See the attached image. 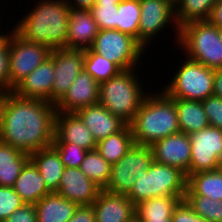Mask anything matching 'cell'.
I'll return each mask as SVG.
<instances>
[{"label": "cell", "mask_w": 222, "mask_h": 222, "mask_svg": "<svg viewBox=\"0 0 222 222\" xmlns=\"http://www.w3.org/2000/svg\"><path fill=\"white\" fill-rule=\"evenodd\" d=\"M99 32L90 10L69 8L67 49L87 50Z\"/></svg>", "instance_id": "19"}, {"label": "cell", "mask_w": 222, "mask_h": 222, "mask_svg": "<svg viewBox=\"0 0 222 222\" xmlns=\"http://www.w3.org/2000/svg\"><path fill=\"white\" fill-rule=\"evenodd\" d=\"M140 22H139V43L146 48H150L152 39L158 38V33L170 27L175 32V46L179 39L180 27L175 17L174 0H140ZM171 24V25H170ZM173 24V25H172ZM170 25V26H168ZM173 26V27H172Z\"/></svg>", "instance_id": "11"}, {"label": "cell", "mask_w": 222, "mask_h": 222, "mask_svg": "<svg viewBox=\"0 0 222 222\" xmlns=\"http://www.w3.org/2000/svg\"><path fill=\"white\" fill-rule=\"evenodd\" d=\"M127 222H141V220L135 215Z\"/></svg>", "instance_id": "49"}, {"label": "cell", "mask_w": 222, "mask_h": 222, "mask_svg": "<svg viewBox=\"0 0 222 222\" xmlns=\"http://www.w3.org/2000/svg\"><path fill=\"white\" fill-rule=\"evenodd\" d=\"M13 189L19 194L25 204H36L51 192L47 189L42 175L29 160L22 168Z\"/></svg>", "instance_id": "23"}, {"label": "cell", "mask_w": 222, "mask_h": 222, "mask_svg": "<svg viewBox=\"0 0 222 222\" xmlns=\"http://www.w3.org/2000/svg\"><path fill=\"white\" fill-rule=\"evenodd\" d=\"M119 4H95L90 12L99 30L116 29Z\"/></svg>", "instance_id": "35"}, {"label": "cell", "mask_w": 222, "mask_h": 222, "mask_svg": "<svg viewBox=\"0 0 222 222\" xmlns=\"http://www.w3.org/2000/svg\"><path fill=\"white\" fill-rule=\"evenodd\" d=\"M129 126L134 143L149 147L180 132L175 102L162 90L148 93Z\"/></svg>", "instance_id": "3"}, {"label": "cell", "mask_w": 222, "mask_h": 222, "mask_svg": "<svg viewBox=\"0 0 222 222\" xmlns=\"http://www.w3.org/2000/svg\"><path fill=\"white\" fill-rule=\"evenodd\" d=\"M219 34H220V38H221V41H222V28H219Z\"/></svg>", "instance_id": "51"}, {"label": "cell", "mask_w": 222, "mask_h": 222, "mask_svg": "<svg viewBox=\"0 0 222 222\" xmlns=\"http://www.w3.org/2000/svg\"><path fill=\"white\" fill-rule=\"evenodd\" d=\"M1 26V25H0ZM7 33H4L1 29H0V46L7 40L8 35L10 34V31H6Z\"/></svg>", "instance_id": "47"}, {"label": "cell", "mask_w": 222, "mask_h": 222, "mask_svg": "<svg viewBox=\"0 0 222 222\" xmlns=\"http://www.w3.org/2000/svg\"><path fill=\"white\" fill-rule=\"evenodd\" d=\"M213 95L222 98V69H214Z\"/></svg>", "instance_id": "44"}, {"label": "cell", "mask_w": 222, "mask_h": 222, "mask_svg": "<svg viewBox=\"0 0 222 222\" xmlns=\"http://www.w3.org/2000/svg\"><path fill=\"white\" fill-rule=\"evenodd\" d=\"M52 146L58 151L64 167L79 168L87 154V150L73 143H52Z\"/></svg>", "instance_id": "36"}, {"label": "cell", "mask_w": 222, "mask_h": 222, "mask_svg": "<svg viewBox=\"0 0 222 222\" xmlns=\"http://www.w3.org/2000/svg\"><path fill=\"white\" fill-rule=\"evenodd\" d=\"M184 200L207 222H222V200L217 201L201 195H185Z\"/></svg>", "instance_id": "34"}, {"label": "cell", "mask_w": 222, "mask_h": 222, "mask_svg": "<svg viewBox=\"0 0 222 222\" xmlns=\"http://www.w3.org/2000/svg\"><path fill=\"white\" fill-rule=\"evenodd\" d=\"M25 204L13 187L0 186V222Z\"/></svg>", "instance_id": "37"}, {"label": "cell", "mask_w": 222, "mask_h": 222, "mask_svg": "<svg viewBox=\"0 0 222 222\" xmlns=\"http://www.w3.org/2000/svg\"><path fill=\"white\" fill-rule=\"evenodd\" d=\"M122 0H96L95 4H119Z\"/></svg>", "instance_id": "46"}, {"label": "cell", "mask_w": 222, "mask_h": 222, "mask_svg": "<svg viewBox=\"0 0 222 222\" xmlns=\"http://www.w3.org/2000/svg\"><path fill=\"white\" fill-rule=\"evenodd\" d=\"M137 72V68L123 70L99 84L98 103L127 124L133 120L142 101L148 95L144 92L145 87L142 86L143 82L138 78Z\"/></svg>", "instance_id": "4"}, {"label": "cell", "mask_w": 222, "mask_h": 222, "mask_svg": "<svg viewBox=\"0 0 222 222\" xmlns=\"http://www.w3.org/2000/svg\"><path fill=\"white\" fill-rule=\"evenodd\" d=\"M68 222H96L92 205L78 206Z\"/></svg>", "instance_id": "42"}, {"label": "cell", "mask_w": 222, "mask_h": 222, "mask_svg": "<svg viewBox=\"0 0 222 222\" xmlns=\"http://www.w3.org/2000/svg\"><path fill=\"white\" fill-rule=\"evenodd\" d=\"M177 45L186 57L208 68L222 69L219 28L207 20L191 21L180 27Z\"/></svg>", "instance_id": "6"}, {"label": "cell", "mask_w": 222, "mask_h": 222, "mask_svg": "<svg viewBox=\"0 0 222 222\" xmlns=\"http://www.w3.org/2000/svg\"><path fill=\"white\" fill-rule=\"evenodd\" d=\"M182 199L174 196L154 197L135 206L139 219H171L173 211Z\"/></svg>", "instance_id": "29"}, {"label": "cell", "mask_w": 222, "mask_h": 222, "mask_svg": "<svg viewBox=\"0 0 222 222\" xmlns=\"http://www.w3.org/2000/svg\"><path fill=\"white\" fill-rule=\"evenodd\" d=\"M4 222H37L34 204H23L16 209Z\"/></svg>", "instance_id": "41"}, {"label": "cell", "mask_w": 222, "mask_h": 222, "mask_svg": "<svg viewBox=\"0 0 222 222\" xmlns=\"http://www.w3.org/2000/svg\"><path fill=\"white\" fill-rule=\"evenodd\" d=\"M154 161L173 166L190 176L191 141L189 135L178 132L155 142L150 146Z\"/></svg>", "instance_id": "14"}, {"label": "cell", "mask_w": 222, "mask_h": 222, "mask_svg": "<svg viewBox=\"0 0 222 222\" xmlns=\"http://www.w3.org/2000/svg\"><path fill=\"white\" fill-rule=\"evenodd\" d=\"M171 220L172 222H207L196 214L185 200H181L175 207Z\"/></svg>", "instance_id": "40"}, {"label": "cell", "mask_w": 222, "mask_h": 222, "mask_svg": "<svg viewBox=\"0 0 222 222\" xmlns=\"http://www.w3.org/2000/svg\"><path fill=\"white\" fill-rule=\"evenodd\" d=\"M55 104L0 93V141L31 154L52 145Z\"/></svg>", "instance_id": "1"}, {"label": "cell", "mask_w": 222, "mask_h": 222, "mask_svg": "<svg viewBox=\"0 0 222 222\" xmlns=\"http://www.w3.org/2000/svg\"><path fill=\"white\" fill-rule=\"evenodd\" d=\"M187 181V175L181 169L154 161L148 170H141L137 175L126 197L135 206L154 197L174 196L184 200Z\"/></svg>", "instance_id": "5"}, {"label": "cell", "mask_w": 222, "mask_h": 222, "mask_svg": "<svg viewBox=\"0 0 222 222\" xmlns=\"http://www.w3.org/2000/svg\"><path fill=\"white\" fill-rule=\"evenodd\" d=\"M129 124L121 131L97 142L96 150L110 164L117 163L134 145Z\"/></svg>", "instance_id": "28"}, {"label": "cell", "mask_w": 222, "mask_h": 222, "mask_svg": "<svg viewBox=\"0 0 222 222\" xmlns=\"http://www.w3.org/2000/svg\"><path fill=\"white\" fill-rule=\"evenodd\" d=\"M207 21L218 28H222V2H216L212 7Z\"/></svg>", "instance_id": "43"}, {"label": "cell", "mask_w": 222, "mask_h": 222, "mask_svg": "<svg viewBox=\"0 0 222 222\" xmlns=\"http://www.w3.org/2000/svg\"><path fill=\"white\" fill-rule=\"evenodd\" d=\"M216 0H175V17L179 27L191 21L207 20Z\"/></svg>", "instance_id": "30"}, {"label": "cell", "mask_w": 222, "mask_h": 222, "mask_svg": "<svg viewBox=\"0 0 222 222\" xmlns=\"http://www.w3.org/2000/svg\"><path fill=\"white\" fill-rule=\"evenodd\" d=\"M185 195H201L217 201L222 200V174L219 170L191 174Z\"/></svg>", "instance_id": "27"}, {"label": "cell", "mask_w": 222, "mask_h": 222, "mask_svg": "<svg viewBox=\"0 0 222 222\" xmlns=\"http://www.w3.org/2000/svg\"><path fill=\"white\" fill-rule=\"evenodd\" d=\"M54 82L53 59L49 56L12 90L20 98L39 99L52 103Z\"/></svg>", "instance_id": "16"}, {"label": "cell", "mask_w": 222, "mask_h": 222, "mask_svg": "<svg viewBox=\"0 0 222 222\" xmlns=\"http://www.w3.org/2000/svg\"><path fill=\"white\" fill-rule=\"evenodd\" d=\"M84 69L100 84L116 76L121 70L107 58L91 49L84 50Z\"/></svg>", "instance_id": "33"}, {"label": "cell", "mask_w": 222, "mask_h": 222, "mask_svg": "<svg viewBox=\"0 0 222 222\" xmlns=\"http://www.w3.org/2000/svg\"><path fill=\"white\" fill-rule=\"evenodd\" d=\"M98 102L99 83L84 69L55 107L57 112L76 113Z\"/></svg>", "instance_id": "15"}, {"label": "cell", "mask_w": 222, "mask_h": 222, "mask_svg": "<svg viewBox=\"0 0 222 222\" xmlns=\"http://www.w3.org/2000/svg\"><path fill=\"white\" fill-rule=\"evenodd\" d=\"M70 6L66 0H39L14 30L25 40L52 49L67 48Z\"/></svg>", "instance_id": "2"}, {"label": "cell", "mask_w": 222, "mask_h": 222, "mask_svg": "<svg viewBox=\"0 0 222 222\" xmlns=\"http://www.w3.org/2000/svg\"><path fill=\"white\" fill-rule=\"evenodd\" d=\"M218 170L222 174V159H220L219 164H218Z\"/></svg>", "instance_id": "50"}, {"label": "cell", "mask_w": 222, "mask_h": 222, "mask_svg": "<svg viewBox=\"0 0 222 222\" xmlns=\"http://www.w3.org/2000/svg\"><path fill=\"white\" fill-rule=\"evenodd\" d=\"M90 49L113 62L121 71L141 66L138 64L146 54V49L135 38L116 29L99 30Z\"/></svg>", "instance_id": "8"}, {"label": "cell", "mask_w": 222, "mask_h": 222, "mask_svg": "<svg viewBox=\"0 0 222 222\" xmlns=\"http://www.w3.org/2000/svg\"><path fill=\"white\" fill-rule=\"evenodd\" d=\"M141 222H172L171 219H140Z\"/></svg>", "instance_id": "48"}, {"label": "cell", "mask_w": 222, "mask_h": 222, "mask_svg": "<svg viewBox=\"0 0 222 222\" xmlns=\"http://www.w3.org/2000/svg\"><path fill=\"white\" fill-rule=\"evenodd\" d=\"M79 169L102 190L106 187L111 172V165L94 149L87 151Z\"/></svg>", "instance_id": "32"}, {"label": "cell", "mask_w": 222, "mask_h": 222, "mask_svg": "<svg viewBox=\"0 0 222 222\" xmlns=\"http://www.w3.org/2000/svg\"><path fill=\"white\" fill-rule=\"evenodd\" d=\"M53 143H73L90 151L97 142L76 113L56 112Z\"/></svg>", "instance_id": "18"}, {"label": "cell", "mask_w": 222, "mask_h": 222, "mask_svg": "<svg viewBox=\"0 0 222 222\" xmlns=\"http://www.w3.org/2000/svg\"><path fill=\"white\" fill-rule=\"evenodd\" d=\"M209 125L222 130V98L211 95L202 101Z\"/></svg>", "instance_id": "38"}, {"label": "cell", "mask_w": 222, "mask_h": 222, "mask_svg": "<svg viewBox=\"0 0 222 222\" xmlns=\"http://www.w3.org/2000/svg\"><path fill=\"white\" fill-rule=\"evenodd\" d=\"M29 154L0 141V186L13 187Z\"/></svg>", "instance_id": "26"}, {"label": "cell", "mask_w": 222, "mask_h": 222, "mask_svg": "<svg viewBox=\"0 0 222 222\" xmlns=\"http://www.w3.org/2000/svg\"><path fill=\"white\" fill-rule=\"evenodd\" d=\"M10 92L8 40L0 46V93Z\"/></svg>", "instance_id": "39"}, {"label": "cell", "mask_w": 222, "mask_h": 222, "mask_svg": "<svg viewBox=\"0 0 222 222\" xmlns=\"http://www.w3.org/2000/svg\"><path fill=\"white\" fill-rule=\"evenodd\" d=\"M101 190L79 168L65 167L56 193L81 206L92 205Z\"/></svg>", "instance_id": "17"}, {"label": "cell", "mask_w": 222, "mask_h": 222, "mask_svg": "<svg viewBox=\"0 0 222 222\" xmlns=\"http://www.w3.org/2000/svg\"><path fill=\"white\" fill-rule=\"evenodd\" d=\"M37 222H68L78 207L56 192L41 198L36 204Z\"/></svg>", "instance_id": "24"}, {"label": "cell", "mask_w": 222, "mask_h": 222, "mask_svg": "<svg viewBox=\"0 0 222 222\" xmlns=\"http://www.w3.org/2000/svg\"><path fill=\"white\" fill-rule=\"evenodd\" d=\"M9 49L10 92L50 56L44 44L23 39L13 28L7 37Z\"/></svg>", "instance_id": "9"}, {"label": "cell", "mask_w": 222, "mask_h": 222, "mask_svg": "<svg viewBox=\"0 0 222 222\" xmlns=\"http://www.w3.org/2000/svg\"><path fill=\"white\" fill-rule=\"evenodd\" d=\"M117 12V30L139 42L140 0H122Z\"/></svg>", "instance_id": "31"}, {"label": "cell", "mask_w": 222, "mask_h": 222, "mask_svg": "<svg viewBox=\"0 0 222 222\" xmlns=\"http://www.w3.org/2000/svg\"><path fill=\"white\" fill-rule=\"evenodd\" d=\"M68 5L73 8L90 10L96 3V0H66Z\"/></svg>", "instance_id": "45"}, {"label": "cell", "mask_w": 222, "mask_h": 222, "mask_svg": "<svg viewBox=\"0 0 222 222\" xmlns=\"http://www.w3.org/2000/svg\"><path fill=\"white\" fill-rule=\"evenodd\" d=\"M153 162L151 147L134 144L117 163L111 165L110 178L103 190L126 195L141 170H148Z\"/></svg>", "instance_id": "10"}, {"label": "cell", "mask_w": 222, "mask_h": 222, "mask_svg": "<svg viewBox=\"0 0 222 222\" xmlns=\"http://www.w3.org/2000/svg\"><path fill=\"white\" fill-rule=\"evenodd\" d=\"M168 85L161 89L169 98L203 101L213 95L214 69L185 56Z\"/></svg>", "instance_id": "7"}, {"label": "cell", "mask_w": 222, "mask_h": 222, "mask_svg": "<svg viewBox=\"0 0 222 222\" xmlns=\"http://www.w3.org/2000/svg\"><path fill=\"white\" fill-rule=\"evenodd\" d=\"M171 99L177 109L180 132L189 135L210 126L202 101Z\"/></svg>", "instance_id": "25"}, {"label": "cell", "mask_w": 222, "mask_h": 222, "mask_svg": "<svg viewBox=\"0 0 222 222\" xmlns=\"http://www.w3.org/2000/svg\"><path fill=\"white\" fill-rule=\"evenodd\" d=\"M191 141L190 175L218 170L222 159V130L207 127L189 134Z\"/></svg>", "instance_id": "12"}, {"label": "cell", "mask_w": 222, "mask_h": 222, "mask_svg": "<svg viewBox=\"0 0 222 222\" xmlns=\"http://www.w3.org/2000/svg\"><path fill=\"white\" fill-rule=\"evenodd\" d=\"M29 160L42 175L47 189L50 192H57L65 170L58 151L51 145L29 154Z\"/></svg>", "instance_id": "22"}, {"label": "cell", "mask_w": 222, "mask_h": 222, "mask_svg": "<svg viewBox=\"0 0 222 222\" xmlns=\"http://www.w3.org/2000/svg\"><path fill=\"white\" fill-rule=\"evenodd\" d=\"M96 222H127L135 213V205L125 194L101 190L92 204Z\"/></svg>", "instance_id": "20"}, {"label": "cell", "mask_w": 222, "mask_h": 222, "mask_svg": "<svg viewBox=\"0 0 222 222\" xmlns=\"http://www.w3.org/2000/svg\"><path fill=\"white\" fill-rule=\"evenodd\" d=\"M50 57L53 59L54 67L52 103L56 105L84 70V50L52 49Z\"/></svg>", "instance_id": "13"}, {"label": "cell", "mask_w": 222, "mask_h": 222, "mask_svg": "<svg viewBox=\"0 0 222 222\" xmlns=\"http://www.w3.org/2000/svg\"><path fill=\"white\" fill-rule=\"evenodd\" d=\"M76 114L91 131L96 142L121 131L127 125L99 103L82 108Z\"/></svg>", "instance_id": "21"}]
</instances>
